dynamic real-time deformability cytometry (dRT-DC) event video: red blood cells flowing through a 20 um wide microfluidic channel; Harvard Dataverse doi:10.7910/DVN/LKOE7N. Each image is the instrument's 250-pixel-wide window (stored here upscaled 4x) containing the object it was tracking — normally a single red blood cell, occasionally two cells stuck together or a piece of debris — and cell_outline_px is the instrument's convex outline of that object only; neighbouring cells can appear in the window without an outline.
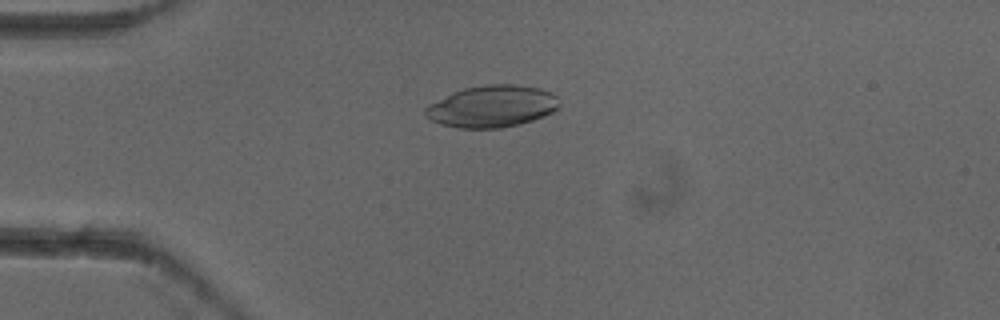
{"species": "common noctule bat (a hibernating species)", "species_latin": "Nyctalus noctula", "temperature_condition": "cold", "stored_images_in_passage": 5, "camera_frame_rate_fps": 3000, "um_per_image_px": 0.085, "animal": {"sex": "female"}, "frame": {"image": 1, "passage_image": 5, "time_ms": 1.333, "image_size_px": [1000, 320], "cell_outline_px": [[560, 104], [552, 112], [544, 116], [520, 124], [500, 128], [460, 128], [440, 124], [424, 116], [424, 108], [428, 104], [452, 92], [464, 88], [484, 84], [516, 84], [540, 88], [552, 92], [560, 100]], "centroid_in_image_um": [41.81, 9.03], "position_along_channel_um": 43.2, "area_um2": 32.95}}